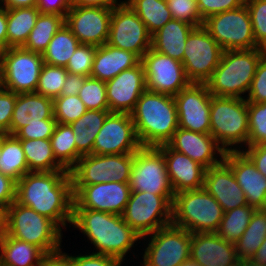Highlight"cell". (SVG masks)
I'll return each mask as SVG.
<instances>
[{
    "label": "cell",
    "instance_id": "6da1fadb",
    "mask_svg": "<svg viewBox=\"0 0 266 266\" xmlns=\"http://www.w3.org/2000/svg\"><path fill=\"white\" fill-rule=\"evenodd\" d=\"M15 201L51 219L61 230L72 224L73 187L70 172H29L16 182ZM66 227V228H65Z\"/></svg>",
    "mask_w": 266,
    "mask_h": 266
},
{
    "label": "cell",
    "instance_id": "e0dca14e",
    "mask_svg": "<svg viewBox=\"0 0 266 266\" xmlns=\"http://www.w3.org/2000/svg\"><path fill=\"white\" fill-rule=\"evenodd\" d=\"M141 147L131 114L110 113L96 136L92 154H129Z\"/></svg>",
    "mask_w": 266,
    "mask_h": 266
},
{
    "label": "cell",
    "instance_id": "91938a15",
    "mask_svg": "<svg viewBox=\"0 0 266 266\" xmlns=\"http://www.w3.org/2000/svg\"><path fill=\"white\" fill-rule=\"evenodd\" d=\"M41 266H75L73 260L62 250L46 254Z\"/></svg>",
    "mask_w": 266,
    "mask_h": 266
},
{
    "label": "cell",
    "instance_id": "4dcf8cb0",
    "mask_svg": "<svg viewBox=\"0 0 266 266\" xmlns=\"http://www.w3.org/2000/svg\"><path fill=\"white\" fill-rule=\"evenodd\" d=\"M109 110H87L78 120L70 123L77 147V161L92 154V148Z\"/></svg>",
    "mask_w": 266,
    "mask_h": 266
},
{
    "label": "cell",
    "instance_id": "8992f818",
    "mask_svg": "<svg viewBox=\"0 0 266 266\" xmlns=\"http://www.w3.org/2000/svg\"><path fill=\"white\" fill-rule=\"evenodd\" d=\"M9 236L39 247L45 254L62 250V230L32 208L14 201L5 210V231Z\"/></svg>",
    "mask_w": 266,
    "mask_h": 266
},
{
    "label": "cell",
    "instance_id": "d4e9b609",
    "mask_svg": "<svg viewBox=\"0 0 266 266\" xmlns=\"http://www.w3.org/2000/svg\"><path fill=\"white\" fill-rule=\"evenodd\" d=\"M163 153L174 194L203 188L206 168L167 144L157 146Z\"/></svg>",
    "mask_w": 266,
    "mask_h": 266
},
{
    "label": "cell",
    "instance_id": "89a4df30",
    "mask_svg": "<svg viewBox=\"0 0 266 266\" xmlns=\"http://www.w3.org/2000/svg\"><path fill=\"white\" fill-rule=\"evenodd\" d=\"M236 266H244V262H240L238 265H236Z\"/></svg>",
    "mask_w": 266,
    "mask_h": 266
},
{
    "label": "cell",
    "instance_id": "ab89813d",
    "mask_svg": "<svg viewBox=\"0 0 266 266\" xmlns=\"http://www.w3.org/2000/svg\"><path fill=\"white\" fill-rule=\"evenodd\" d=\"M255 210V207L245 205L224 212L216 233L227 242L235 244L245 232Z\"/></svg>",
    "mask_w": 266,
    "mask_h": 266
},
{
    "label": "cell",
    "instance_id": "d6a6232c",
    "mask_svg": "<svg viewBox=\"0 0 266 266\" xmlns=\"http://www.w3.org/2000/svg\"><path fill=\"white\" fill-rule=\"evenodd\" d=\"M29 172L66 170L55 158L50 139H20Z\"/></svg>",
    "mask_w": 266,
    "mask_h": 266
},
{
    "label": "cell",
    "instance_id": "f1b7e54d",
    "mask_svg": "<svg viewBox=\"0 0 266 266\" xmlns=\"http://www.w3.org/2000/svg\"><path fill=\"white\" fill-rule=\"evenodd\" d=\"M194 28L184 21L172 19L152 35L151 48L182 62L186 40Z\"/></svg>",
    "mask_w": 266,
    "mask_h": 266
},
{
    "label": "cell",
    "instance_id": "c3c4849f",
    "mask_svg": "<svg viewBox=\"0 0 266 266\" xmlns=\"http://www.w3.org/2000/svg\"><path fill=\"white\" fill-rule=\"evenodd\" d=\"M245 99L247 102H266V54L258 63L250 90Z\"/></svg>",
    "mask_w": 266,
    "mask_h": 266
},
{
    "label": "cell",
    "instance_id": "680465c9",
    "mask_svg": "<svg viewBox=\"0 0 266 266\" xmlns=\"http://www.w3.org/2000/svg\"><path fill=\"white\" fill-rule=\"evenodd\" d=\"M86 77L68 73L66 82L61 89V95H78L79 90L82 88Z\"/></svg>",
    "mask_w": 266,
    "mask_h": 266
},
{
    "label": "cell",
    "instance_id": "74e56055",
    "mask_svg": "<svg viewBox=\"0 0 266 266\" xmlns=\"http://www.w3.org/2000/svg\"><path fill=\"white\" fill-rule=\"evenodd\" d=\"M64 24V16L40 13L35 27L29 33L28 39L22 48L42 54L53 36Z\"/></svg>",
    "mask_w": 266,
    "mask_h": 266
},
{
    "label": "cell",
    "instance_id": "d590c367",
    "mask_svg": "<svg viewBox=\"0 0 266 266\" xmlns=\"http://www.w3.org/2000/svg\"><path fill=\"white\" fill-rule=\"evenodd\" d=\"M80 44L76 36L64 24L42 53L43 61L49 65L66 68L70 57Z\"/></svg>",
    "mask_w": 266,
    "mask_h": 266
},
{
    "label": "cell",
    "instance_id": "db71d44e",
    "mask_svg": "<svg viewBox=\"0 0 266 266\" xmlns=\"http://www.w3.org/2000/svg\"><path fill=\"white\" fill-rule=\"evenodd\" d=\"M16 199V181L0 172V206L5 210Z\"/></svg>",
    "mask_w": 266,
    "mask_h": 266
},
{
    "label": "cell",
    "instance_id": "b9f144b4",
    "mask_svg": "<svg viewBox=\"0 0 266 266\" xmlns=\"http://www.w3.org/2000/svg\"><path fill=\"white\" fill-rule=\"evenodd\" d=\"M87 111L78 95H61L53 99V116L57 123L70 124Z\"/></svg>",
    "mask_w": 266,
    "mask_h": 266
},
{
    "label": "cell",
    "instance_id": "2644e50d",
    "mask_svg": "<svg viewBox=\"0 0 266 266\" xmlns=\"http://www.w3.org/2000/svg\"><path fill=\"white\" fill-rule=\"evenodd\" d=\"M0 149H1V133H0ZM0 155H1V151H0Z\"/></svg>",
    "mask_w": 266,
    "mask_h": 266
},
{
    "label": "cell",
    "instance_id": "277c9868",
    "mask_svg": "<svg viewBox=\"0 0 266 266\" xmlns=\"http://www.w3.org/2000/svg\"><path fill=\"white\" fill-rule=\"evenodd\" d=\"M262 48L226 50L212 77L206 82L213 96L245 98L261 58Z\"/></svg>",
    "mask_w": 266,
    "mask_h": 266
},
{
    "label": "cell",
    "instance_id": "cb8c5ba5",
    "mask_svg": "<svg viewBox=\"0 0 266 266\" xmlns=\"http://www.w3.org/2000/svg\"><path fill=\"white\" fill-rule=\"evenodd\" d=\"M190 259L199 266H236L241 262L235 244L216 232L192 233Z\"/></svg>",
    "mask_w": 266,
    "mask_h": 266
},
{
    "label": "cell",
    "instance_id": "7dc6e473",
    "mask_svg": "<svg viewBox=\"0 0 266 266\" xmlns=\"http://www.w3.org/2000/svg\"><path fill=\"white\" fill-rule=\"evenodd\" d=\"M168 9L175 20L184 21L195 27L203 25L196 0H167Z\"/></svg>",
    "mask_w": 266,
    "mask_h": 266
},
{
    "label": "cell",
    "instance_id": "8d00e7d4",
    "mask_svg": "<svg viewBox=\"0 0 266 266\" xmlns=\"http://www.w3.org/2000/svg\"><path fill=\"white\" fill-rule=\"evenodd\" d=\"M126 3L139 16L151 35L173 19L167 0H126Z\"/></svg>",
    "mask_w": 266,
    "mask_h": 266
},
{
    "label": "cell",
    "instance_id": "ac0fdd59",
    "mask_svg": "<svg viewBox=\"0 0 266 266\" xmlns=\"http://www.w3.org/2000/svg\"><path fill=\"white\" fill-rule=\"evenodd\" d=\"M174 97L179 128L210 134L212 94L206 83H190Z\"/></svg>",
    "mask_w": 266,
    "mask_h": 266
},
{
    "label": "cell",
    "instance_id": "ee69618b",
    "mask_svg": "<svg viewBox=\"0 0 266 266\" xmlns=\"http://www.w3.org/2000/svg\"><path fill=\"white\" fill-rule=\"evenodd\" d=\"M248 123L247 146L266 143V102H248Z\"/></svg>",
    "mask_w": 266,
    "mask_h": 266
},
{
    "label": "cell",
    "instance_id": "836d02e7",
    "mask_svg": "<svg viewBox=\"0 0 266 266\" xmlns=\"http://www.w3.org/2000/svg\"><path fill=\"white\" fill-rule=\"evenodd\" d=\"M39 14L37 6L7 9V49L25 44Z\"/></svg>",
    "mask_w": 266,
    "mask_h": 266
},
{
    "label": "cell",
    "instance_id": "484cf974",
    "mask_svg": "<svg viewBox=\"0 0 266 266\" xmlns=\"http://www.w3.org/2000/svg\"><path fill=\"white\" fill-rule=\"evenodd\" d=\"M203 188L220 204L223 212L247 205V199L233 174L223 161L206 169Z\"/></svg>",
    "mask_w": 266,
    "mask_h": 266
},
{
    "label": "cell",
    "instance_id": "2e32d148",
    "mask_svg": "<svg viewBox=\"0 0 266 266\" xmlns=\"http://www.w3.org/2000/svg\"><path fill=\"white\" fill-rule=\"evenodd\" d=\"M146 77V88L157 93L175 96L191 82L182 62L150 48L141 58Z\"/></svg>",
    "mask_w": 266,
    "mask_h": 266
},
{
    "label": "cell",
    "instance_id": "a7ac6f4b",
    "mask_svg": "<svg viewBox=\"0 0 266 266\" xmlns=\"http://www.w3.org/2000/svg\"><path fill=\"white\" fill-rule=\"evenodd\" d=\"M0 87H1V61H0Z\"/></svg>",
    "mask_w": 266,
    "mask_h": 266
},
{
    "label": "cell",
    "instance_id": "003e7915",
    "mask_svg": "<svg viewBox=\"0 0 266 266\" xmlns=\"http://www.w3.org/2000/svg\"><path fill=\"white\" fill-rule=\"evenodd\" d=\"M244 266H266V264H255L252 263L250 260L244 261Z\"/></svg>",
    "mask_w": 266,
    "mask_h": 266
},
{
    "label": "cell",
    "instance_id": "4fadbf2b",
    "mask_svg": "<svg viewBox=\"0 0 266 266\" xmlns=\"http://www.w3.org/2000/svg\"><path fill=\"white\" fill-rule=\"evenodd\" d=\"M182 64L191 83H206L219 65L224 50L203 26L189 34Z\"/></svg>",
    "mask_w": 266,
    "mask_h": 266
},
{
    "label": "cell",
    "instance_id": "44dd1931",
    "mask_svg": "<svg viewBox=\"0 0 266 266\" xmlns=\"http://www.w3.org/2000/svg\"><path fill=\"white\" fill-rule=\"evenodd\" d=\"M105 84L109 111L131 114L141 94L147 89L142 62L123 70Z\"/></svg>",
    "mask_w": 266,
    "mask_h": 266
},
{
    "label": "cell",
    "instance_id": "3957f363",
    "mask_svg": "<svg viewBox=\"0 0 266 266\" xmlns=\"http://www.w3.org/2000/svg\"><path fill=\"white\" fill-rule=\"evenodd\" d=\"M142 147L166 144L179 128L174 97L146 89L131 113Z\"/></svg>",
    "mask_w": 266,
    "mask_h": 266
},
{
    "label": "cell",
    "instance_id": "7c38bea8",
    "mask_svg": "<svg viewBox=\"0 0 266 266\" xmlns=\"http://www.w3.org/2000/svg\"><path fill=\"white\" fill-rule=\"evenodd\" d=\"M1 87L11 92H35L42 66L41 53L10 47L0 53Z\"/></svg>",
    "mask_w": 266,
    "mask_h": 266
},
{
    "label": "cell",
    "instance_id": "be15d7a7",
    "mask_svg": "<svg viewBox=\"0 0 266 266\" xmlns=\"http://www.w3.org/2000/svg\"><path fill=\"white\" fill-rule=\"evenodd\" d=\"M250 261L255 264H266V238L255 254L250 258Z\"/></svg>",
    "mask_w": 266,
    "mask_h": 266
},
{
    "label": "cell",
    "instance_id": "52a82bcc",
    "mask_svg": "<svg viewBox=\"0 0 266 266\" xmlns=\"http://www.w3.org/2000/svg\"><path fill=\"white\" fill-rule=\"evenodd\" d=\"M223 209L204 188L174 194L172 224L190 233L216 232Z\"/></svg>",
    "mask_w": 266,
    "mask_h": 266
},
{
    "label": "cell",
    "instance_id": "681fc988",
    "mask_svg": "<svg viewBox=\"0 0 266 266\" xmlns=\"http://www.w3.org/2000/svg\"><path fill=\"white\" fill-rule=\"evenodd\" d=\"M56 125L55 119H45L42 123L29 124L20 128L14 135L18 139H50Z\"/></svg>",
    "mask_w": 266,
    "mask_h": 266
},
{
    "label": "cell",
    "instance_id": "d6986e66",
    "mask_svg": "<svg viewBox=\"0 0 266 266\" xmlns=\"http://www.w3.org/2000/svg\"><path fill=\"white\" fill-rule=\"evenodd\" d=\"M111 9L72 6L65 24L81 44L101 46L107 43L111 22Z\"/></svg>",
    "mask_w": 266,
    "mask_h": 266
},
{
    "label": "cell",
    "instance_id": "83f0119b",
    "mask_svg": "<svg viewBox=\"0 0 266 266\" xmlns=\"http://www.w3.org/2000/svg\"><path fill=\"white\" fill-rule=\"evenodd\" d=\"M140 62L141 58L137 54L105 43L97 46L90 76L107 82L123 70L130 69Z\"/></svg>",
    "mask_w": 266,
    "mask_h": 266
},
{
    "label": "cell",
    "instance_id": "6125c7cd",
    "mask_svg": "<svg viewBox=\"0 0 266 266\" xmlns=\"http://www.w3.org/2000/svg\"><path fill=\"white\" fill-rule=\"evenodd\" d=\"M38 0H0V6L5 9H17L37 6Z\"/></svg>",
    "mask_w": 266,
    "mask_h": 266
},
{
    "label": "cell",
    "instance_id": "e575fe53",
    "mask_svg": "<svg viewBox=\"0 0 266 266\" xmlns=\"http://www.w3.org/2000/svg\"><path fill=\"white\" fill-rule=\"evenodd\" d=\"M266 238V209H256L245 232L235 243L238 258L250 260Z\"/></svg>",
    "mask_w": 266,
    "mask_h": 266
},
{
    "label": "cell",
    "instance_id": "94428289",
    "mask_svg": "<svg viewBox=\"0 0 266 266\" xmlns=\"http://www.w3.org/2000/svg\"><path fill=\"white\" fill-rule=\"evenodd\" d=\"M7 49V9L0 6V53Z\"/></svg>",
    "mask_w": 266,
    "mask_h": 266
},
{
    "label": "cell",
    "instance_id": "7bdbcfd3",
    "mask_svg": "<svg viewBox=\"0 0 266 266\" xmlns=\"http://www.w3.org/2000/svg\"><path fill=\"white\" fill-rule=\"evenodd\" d=\"M87 110H109L105 82L86 77L78 93Z\"/></svg>",
    "mask_w": 266,
    "mask_h": 266
},
{
    "label": "cell",
    "instance_id": "f6af8a7d",
    "mask_svg": "<svg viewBox=\"0 0 266 266\" xmlns=\"http://www.w3.org/2000/svg\"><path fill=\"white\" fill-rule=\"evenodd\" d=\"M245 4L250 13L256 45L266 50V0H249Z\"/></svg>",
    "mask_w": 266,
    "mask_h": 266
},
{
    "label": "cell",
    "instance_id": "9c48e42d",
    "mask_svg": "<svg viewBox=\"0 0 266 266\" xmlns=\"http://www.w3.org/2000/svg\"><path fill=\"white\" fill-rule=\"evenodd\" d=\"M174 195L131 191L122 219L141 237L172 223Z\"/></svg>",
    "mask_w": 266,
    "mask_h": 266
},
{
    "label": "cell",
    "instance_id": "7402d4cb",
    "mask_svg": "<svg viewBox=\"0 0 266 266\" xmlns=\"http://www.w3.org/2000/svg\"><path fill=\"white\" fill-rule=\"evenodd\" d=\"M166 144L171 149L190 157L206 169L221 164L226 153L211 134L183 128H178Z\"/></svg>",
    "mask_w": 266,
    "mask_h": 266
},
{
    "label": "cell",
    "instance_id": "1f68e13d",
    "mask_svg": "<svg viewBox=\"0 0 266 266\" xmlns=\"http://www.w3.org/2000/svg\"><path fill=\"white\" fill-rule=\"evenodd\" d=\"M0 172L16 182L29 173L21 141L15 135L1 133Z\"/></svg>",
    "mask_w": 266,
    "mask_h": 266
},
{
    "label": "cell",
    "instance_id": "30bf717a",
    "mask_svg": "<svg viewBox=\"0 0 266 266\" xmlns=\"http://www.w3.org/2000/svg\"><path fill=\"white\" fill-rule=\"evenodd\" d=\"M147 237L140 266H179L190 259L192 233L186 229L171 223L141 240Z\"/></svg>",
    "mask_w": 266,
    "mask_h": 266
},
{
    "label": "cell",
    "instance_id": "ffe728a7",
    "mask_svg": "<svg viewBox=\"0 0 266 266\" xmlns=\"http://www.w3.org/2000/svg\"><path fill=\"white\" fill-rule=\"evenodd\" d=\"M130 193L129 183L110 181L85 185L73 195V209H89L121 215Z\"/></svg>",
    "mask_w": 266,
    "mask_h": 266
},
{
    "label": "cell",
    "instance_id": "6f0895ef",
    "mask_svg": "<svg viewBox=\"0 0 266 266\" xmlns=\"http://www.w3.org/2000/svg\"><path fill=\"white\" fill-rule=\"evenodd\" d=\"M119 1V2H118ZM126 3V0H72V6L79 7H102L106 9H115Z\"/></svg>",
    "mask_w": 266,
    "mask_h": 266
},
{
    "label": "cell",
    "instance_id": "603a6c76",
    "mask_svg": "<svg viewBox=\"0 0 266 266\" xmlns=\"http://www.w3.org/2000/svg\"><path fill=\"white\" fill-rule=\"evenodd\" d=\"M224 162L232 169L247 199V205L266 209V177L243 151H228Z\"/></svg>",
    "mask_w": 266,
    "mask_h": 266
},
{
    "label": "cell",
    "instance_id": "03108f58",
    "mask_svg": "<svg viewBox=\"0 0 266 266\" xmlns=\"http://www.w3.org/2000/svg\"><path fill=\"white\" fill-rule=\"evenodd\" d=\"M179 266H199V265L195 263L193 260L189 259L183 262L182 264H180Z\"/></svg>",
    "mask_w": 266,
    "mask_h": 266
},
{
    "label": "cell",
    "instance_id": "e7e4bbea",
    "mask_svg": "<svg viewBox=\"0 0 266 266\" xmlns=\"http://www.w3.org/2000/svg\"><path fill=\"white\" fill-rule=\"evenodd\" d=\"M5 231V209L0 206V236Z\"/></svg>",
    "mask_w": 266,
    "mask_h": 266
},
{
    "label": "cell",
    "instance_id": "9f6ffc18",
    "mask_svg": "<svg viewBox=\"0 0 266 266\" xmlns=\"http://www.w3.org/2000/svg\"><path fill=\"white\" fill-rule=\"evenodd\" d=\"M246 148L242 151L255 164L257 170L266 177V143L247 146Z\"/></svg>",
    "mask_w": 266,
    "mask_h": 266
},
{
    "label": "cell",
    "instance_id": "bcb514c9",
    "mask_svg": "<svg viewBox=\"0 0 266 266\" xmlns=\"http://www.w3.org/2000/svg\"><path fill=\"white\" fill-rule=\"evenodd\" d=\"M96 50L95 45L80 44L66 66L68 73L89 77Z\"/></svg>",
    "mask_w": 266,
    "mask_h": 266
},
{
    "label": "cell",
    "instance_id": "5bb4252c",
    "mask_svg": "<svg viewBox=\"0 0 266 266\" xmlns=\"http://www.w3.org/2000/svg\"><path fill=\"white\" fill-rule=\"evenodd\" d=\"M129 187L131 191L174 195L164 155L157 147H141L134 153Z\"/></svg>",
    "mask_w": 266,
    "mask_h": 266
},
{
    "label": "cell",
    "instance_id": "60d3db41",
    "mask_svg": "<svg viewBox=\"0 0 266 266\" xmlns=\"http://www.w3.org/2000/svg\"><path fill=\"white\" fill-rule=\"evenodd\" d=\"M67 75L66 68L44 63L35 92L51 99L61 96Z\"/></svg>",
    "mask_w": 266,
    "mask_h": 266
},
{
    "label": "cell",
    "instance_id": "11a10c76",
    "mask_svg": "<svg viewBox=\"0 0 266 266\" xmlns=\"http://www.w3.org/2000/svg\"><path fill=\"white\" fill-rule=\"evenodd\" d=\"M72 7V0H38L37 8L40 13L57 14L66 17Z\"/></svg>",
    "mask_w": 266,
    "mask_h": 266
},
{
    "label": "cell",
    "instance_id": "8fae6325",
    "mask_svg": "<svg viewBox=\"0 0 266 266\" xmlns=\"http://www.w3.org/2000/svg\"><path fill=\"white\" fill-rule=\"evenodd\" d=\"M202 26L224 51L259 48L253 36L251 17L246 4L211 15L203 21Z\"/></svg>",
    "mask_w": 266,
    "mask_h": 266
},
{
    "label": "cell",
    "instance_id": "816d5d0a",
    "mask_svg": "<svg viewBox=\"0 0 266 266\" xmlns=\"http://www.w3.org/2000/svg\"><path fill=\"white\" fill-rule=\"evenodd\" d=\"M17 93L0 87V133L10 134V125Z\"/></svg>",
    "mask_w": 266,
    "mask_h": 266
},
{
    "label": "cell",
    "instance_id": "f5cc1de1",
    "mask_svg": "<svg viewBox=\"0 0 266 266\" xmlns=\"http://www.w3.org/2000/svg\"><path fill=\"white\" fill-rule=\"evenodd\" d=\"M74 262L75 266H122V260L102 254H78V255H69L67 254Z\"/></svg>",
    "mask_w": 266,
    "mask_h": 266
},
{
    "label": "cell",
    "instance_id": "f546056e",
    "mask_svg": "<svg viewBox=\"0 0 266 266\" xmlns=\"http://www.w3.org/2000/svg\"><path fill=\"white\" fill-rule=\"evenodd\" d=\"M46 254L34 244L0 236V266H41Z\"/></svg>",
    "mask_w": 266,
    "mask_h": 266
},
{
    "label": "cell",
    "instance_id": "7a4b0ae2",
    "mask_svg": "<svg viewBox=\"0 0 266 266\" xmlns=\"http://www.w3.org/2000/svg\"><path fill=\"white\" fill-rule=\"evenodd\" d=\"M94 245L92 253L126 260L141 237L121 215L89 209H73L72 224Z\"/></svg>",
    "mask_w": 266,
    "mask_h": 266
},
{
    "label": "cell",
    "instance_id": "9a60e30c",
    "mask_svg": "<svg viewBox=\"0 0 266 266\" xmlns=\"http://www.w3.org/2000/svg\"><path fill=\"white\" fill-rule=\"evenodd\" d=\"M107 44L142 58L152 46V35L139 16L125 3L112 10Z\"/></svg>",
    "mask_w": 266,
    "mask_h": 266
},
{
    "label": "cell",
    "instance_id": "4316f807",
    "mask_svg": "<svg viewBox=\"0 0 266 266\" xmlns=\"http://www.w3.org/2000/svg\"><path fill=\"white\" fill-rule=\"evenodd\" d=\"M53 116V99L36 92L17 94L10 125V135L20 128L34 123H42Z\"/></svg>",
    "mask_w": 266,
    "mask_h": 266
},
{
    "label": "cell",
    "instance_id": "f907efd6",
    "mask_svg": "<svg viewBox=\"0 0 266 266\" xmlns=\"http://www.w3.org/2000/svg\"><path fill=\"white\" fill-rule=\"evenodd\" d=\"M196 2L203 20L211 15L237 9L245 4L244 0H196Z\"/></svg>",
    "mask_w": 266,
    "mask_h": 266
},
{
    "label": "cell",
    "instance_id": "ba28073f",
    "mask_svg": "<svg viewBox=\"0 0 266 266\" xmlns=\"http://www.w3.org/2000/svg\"><path fill=\"white\" fill-rule=\"evenodd\" d=\"M134 153L82 156L69 171L73 195L85 185L107 182L129 183Z\"/></svg>",
    "mask_w": 266,
    "mask_h": 266
},
{
    "label": "cell",
    "instance_id": "f35d334b",
    "mask_svg": "<svg viewBox=\"0 0 266 266\" xmlns=\"http://www.w3.org/2000/svg\"><path fill=\"white\" fill-rule=\"evenodd\" d=\"M50 141L56 160L70 171L77 163V147L71 126L57 123Z\"/></svg>",
    "mask_w": 266,
    "mask_h": 266
},
{
    "label": "cell",
    "instance_id": "5b68a950",
    "mask_svg": "<svg viewBox=\"0 0 266 266\" xmlns=\"http://www.w3.org/2000/svg\"><path fill=\"white\" fill-rule=\"evenodd\" d=\"M210 134L226 152L244 150L249 135L246 99L212 95Z\"/></svg>",
    "mask_w": 266,
    "mask_h": 266
}]
</instances>
